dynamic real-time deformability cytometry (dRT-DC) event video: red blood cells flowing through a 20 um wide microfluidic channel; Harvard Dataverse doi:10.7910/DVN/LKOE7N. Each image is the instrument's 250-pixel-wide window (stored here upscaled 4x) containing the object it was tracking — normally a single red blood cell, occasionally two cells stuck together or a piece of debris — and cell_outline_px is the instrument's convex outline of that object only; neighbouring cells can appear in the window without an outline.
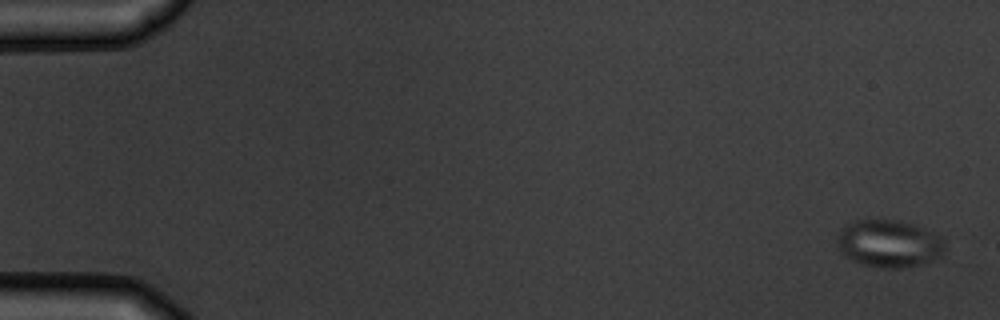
{"species": "common noctule bat (a hibernating species)", "species_latin": "Nyctalus noctula", "temperature_condition": "warm", "stored_images_in_passage": 5, "camera_frame_rate_fps": 3000, "um_per_image_px": 0.085, "animal": {"sex": "male", "body_mass_g": 19.5, "forearm_length_mm": 54.6}, "frame": {"image": 1, "passage_image": 1, "time_ms": 0.0, "image_size_px": [1000, 320], "cell_outline_px": [[944, 248], [940, 256], [932, 260], [920, 264], [896, 268], [880, 268], [864, 264], [848, 256], [840, 248], [836, 240], [840, 228], [856, 220], [868, 216], [876, 216], [900, 220], [916, 224], [944, 236]], "centroid_in_image_um": [75.59, 20.62], "position_along_channel_um": 9.4, "area_um2": 30.4}}